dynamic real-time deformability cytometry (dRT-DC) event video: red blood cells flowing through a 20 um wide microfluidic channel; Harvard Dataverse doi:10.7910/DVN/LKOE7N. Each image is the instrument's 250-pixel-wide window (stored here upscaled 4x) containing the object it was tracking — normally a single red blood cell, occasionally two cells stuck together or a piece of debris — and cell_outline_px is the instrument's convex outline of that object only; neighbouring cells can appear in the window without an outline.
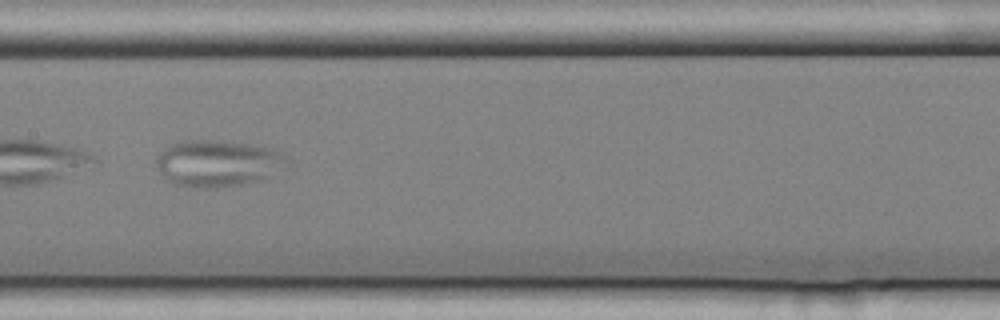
{"species": "common noctule bat (a hibernating species)", "species_latin": "Nyctalus noctula", "temperature_condition": "cold", "stored_images_in_passage": 10, "camera_frame_rate_fps": 3000, "um_per_image_px": 0.085, "animal": {"sex": "female", "body_mass_g": 25.1}, "frame": {"image": 1, "passage_image": 4, "time_ms": 1.0, "image_size_px": [1000, 320], "cell_outline_px": [[292, 160], [268, 176], [260, 180], [240, 184], [208, 188], [192, 188], [172, 184], [160, 172], [156, 164], [156, 156], [160, 152], [172, 144], [184, 140], [212, 140], [252, 144], [272, 148], [284, 152]], "centroid_in_image_um": [18.52, 13.87], "position_along_channel_um": 188.9, "area_um2": 35.55}}
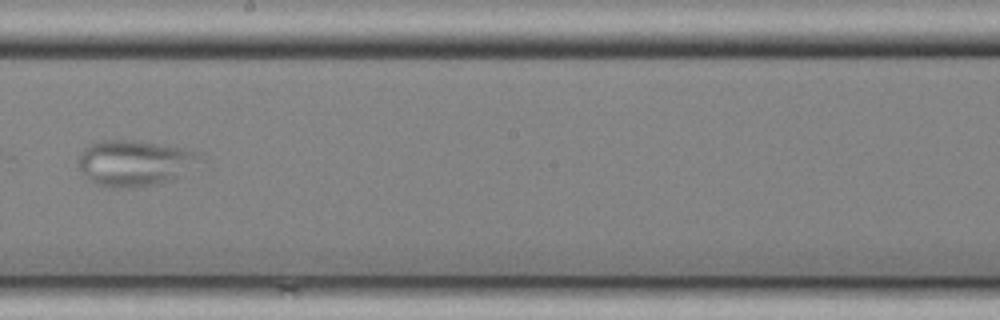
{"frame": {"image": 2, "passage_image": 5, "time_ms": 1.333, "image_size_px": [1000, 320], "cell_outline_px": [[200, 156], [176, 176], [168, 180], [152, 184], [132, 188], [108, 188], [92, 184], [80, 168], [80, 156], [84, 148], [100, 140], [132, 140], [184, 148], [200, 152]], "centroid_in_image_um": [11.32, 13.85], "position_along_channel_um": 236.9, "area_um2": 31.5}}
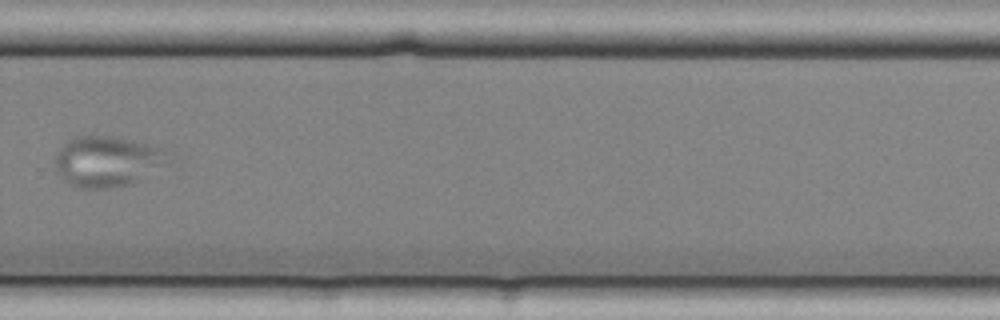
{"frame": {"image": 3, "passage_image": 7, "time_ms": 2.0, "image_size_px": [1000, 320], "cell_outline_px": [[160, 164], [144, 180], [128, 184], [108, 188], [80, 188], [68, 184], [60, 176], [56, 168], [56, 152], [68, 140], [76, 136], [108, 136], [132, 140], [160, 148]], "centroid_in_image_um": [8.96, 13.73], "position_along_channel_um": 320.8, "area_um2": 32.19}}